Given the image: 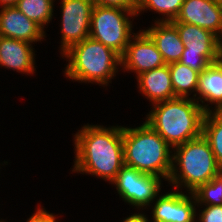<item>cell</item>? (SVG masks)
<instances>
[{
	"instance_id": "obj_9",
	"label": "cell",
	"mask_w": 222,
	"mask_h": 222,
	"mask_svg": "<svg viewBox=\"0 0 222 222\" xmlns=\"http://www.w3.org/2000/svg\"><path fill=\"white\" fill-rule=\"evenodd\" d=\"M149 207L156 222H197V202L193 193L173 190L159 195Z\"/></svg>"
},
{
	"instance_id": "obj_30",
	"label": "cell",
	"mask_w": 222,
	"mask_h": 222,
	"mask_svg": "<svg viewBox=\"0 0 222 222\" xmlns=\"http://www.w3.org/2000/svg\"><path fill=\"white\" fill-rule=\"evenodd\" d=\"M143 222H156V221H149V219H148V217H147V215H145L144 213H143Z\"/></svg>"
},
{
	"instance_id": "obj_8",
	"label": "cell",
	"mask_w": 222,
	"mask_h": 222,
	"mask_svg": "<svg viewBox=\"0 0 222 222\" xmlns=\"http://www.w3.org/2000/svg\"><path fill=\"white\" fill-rule=\"evenodd\" d=\"M61 45L62 55L72 45L89 37L90 21L94 2L92 0H61Z\"/></svg>"
},
{
	"instance_id": "obj_25",
	"label": "cell",
	"mask_w": 222,
	"mask_h": 222,
	"mask_svg": "<svg viewBox=\"0 0 222 222\" xmlns=\"http://www.w3.org/2000/svg\"><path fill=\"white\" fill-rule=\"evenodd\" d=\"M94 5L119 7L130 11H137L138 0H92Z\"/></svg>"
},
{
	"instance_id": "obj_26",
	"label": "cell",
	"mask_w": 222,
	"mask_h": 222,
	"mask_svg": "<svg viewBox=\"0 0 222 222\" xmlns=\"http://www.w3.org/2000/svg\"><path fill=\"white\" fill-rule=\"evenodd\" d=\"M31 215L26 222H58L56 221L58 217L54 213H50L40 205Z\"/></svg>"
},
{
	"instance_id": "obj_1",
	"label": "cell",
	"mask_w": 222,
	"mask_h": 222,
	"mask_svg": "<svg viewBox=\"0 0 222 222\" xmlns=\"http://www.w3.org/2000/svg\"><path fill=\"white\" fill-rule=\"evenodd\" d=\"M72 172L112 183L124 164L123 126L83 125L74 134Z\"/></svg>"
},
{
	"instance_id": "obj_12",
	"label": "cell",
	"mask_w": 222,
	"mask_h": 222,
	"mask_svg": "<svg viewBox=\"0 0 222 222\" xmlns=\"http://www.w3.org/2000/svg\"><path fill=\"white\" fill-rule=\"evenodd\" d=\"M45 32L40 25L28 19L15 6L0 8V35L2 37L34 44L43 41L46 37Z\"/></svg>"
},
{
	"instance_id": "obj_31",
	"label": "cell",
	"mask_w": 222,
	"mask_h": 222,
	"mask_svg": "<svg viewBox=\"0 0 222 222\" xmlns=\"http://www.w3.org/2000/svg\"><path fill=\"white\" fill-rule=\"evenodd\" d=\"M214 1L215 3H218V4H221L222 5V0H212Z\"/></svg>"
},
{
	"instance_id": "obj_28",
	"label": "cell",
	"mask_w": 222,
	"mask_h": 222,
	"mask_svg": "<svg viewBox=\"0 0 222 222\" xmlns=\"http://www.w3.org/2000/svg\"><path fill=\"white\" fill-rule=\"evenodd\" d=\"M18 0H0L1 7L15 6Z\"/></svg>"
},
{
	"instance_id": "obj_14",
	"label": "cell",
	"mask_w": 222,
	"mask_h": 222,
	"mask_svg": "<svg viewBox=\"0 0 222 222\" xmlns=\"http://www.w3.org/2000/svg\"><path fill=\"white\" fill-rule=\"evenodd\" d=\"M35 48L29 42L0 37V67L12 69L21 74L35 73Z\"/></svg>"
},
{
	"instance_id": "obj_7",
	"label": "cell",
	"mask_w": 222,
	"mask_h": 222,
	"mask_svg": "<svg viewBox=\"0 0 222 222\" xmlns=\"http://www.w3.org/2000/svg\"><path fill=\"white\" fill-rule=\"evenodd\" d=\"M161 177L143 173L137 169L124 165L111 183L115 186L122 201L134 206V209L146 210L160 195Z\"/></svg>"
},
{
	"instance_id": "obj_27",
	"label": "cell",
	"mask_w": 222,
	"mask_h": 222,
	"mask_svg": "<svg viewBox=\"0 0 222 222\" xmlns=\"http://www.w3.org/2000/svg\"><path fill=\"white\" fill-rule=\"evenodd\" d=\"M121 222H143V213L140 212L138 213L136 212L134 214L132 213Z\"/></svg>"
},
{
	"instance_id": "obj_24",
	"label": "cell",
	"mask_w": 222,
	"mask_h": 222,
	"mask_svg": "<svg viewBox=\"0 0 222 222\" xmlns=\"http://www.w3.org/2000/svg\"><path fill=\"white\" fill-rule=\"evenodd\" d=\"M198 212L196 213L198 222H222V205H207Z\"/></svg>"
},
{
	"instance_id": "obj_20",
	"label": "cell",
	"mask_w": 222,
	"mask_h": 222,
	"mask_svg": "<svg viewBox=\"0 0 222 222\" xmlns=\"http://www.w3.org/2000/svg\"><path fill=\"white\" fill-rule=\"evenodd\" d=\"M56 0H18L15 7L44 30L54 15Z\"/></svg>"
},
{
	"instance_id": "obj_23",
	"label": "cell",
	"mask_w": 222,
	"mask_h": 222,
	"mask_svg": "<svg viewBox=\"0 0 222 222\" xmlns=\"http://www.w3.org/2000/svg\"><path fill=\"white\" fill-rule=\"evenodd\" d=\"M179 62L191 67L199 73L211 64L202 54L186 53V48L184 49Z\"/></svg>"
},
{
	"instance_id": "obj_4",
	"label": "cell",
	"mask_w": 222,
	"mask_h": 222,
	"mask_svg": "<svg viewBox=\"0 0 222 222\" xmlns=\"http://www.w3.org/2000/svg\"><path fill=\"white\" fill-rule=\"evenodd\" d=\"M123 148L125 165L168 181L173 148L146 121L123 127Z\"/></svg>"
},
{
	"instance_id": "obj_15",
	"label": "cell",
	"mask_w": 222,
	"mask_h": 222,
	"mask_svg": "<svg viewBox=\"0 0 222 222\" xmlns=\"http://www.w3.org/2000/svg\"><path fill=\"white\" fill-rule=\"evenodd\" d=\"M193 99L206 113L222 111V68L217 62L199 73L196 95Z\"/></svg>"
},
{
	"instance_id": "obj_32",
	"label": "cell",
	"mask_w": 222,
	"mask_h": 222,
	"mask_svg": "<svg viewBox=\"0 0 222 222\" xmlns=\"http://www.w3.org/2000/svg\"><path fill=\"white\" fill-rule=\"evenodd\" d=\"M218 176L222 179V168H221L220 173H219Z\"/></svg>"
},
{
	"instance_id": "obj_11",
	"label": "cell",
	"mask_w": 222,
	"mask_h": 222,
	"mask_svg": "<svg viewBox=\"0 0 222 222\" xmlns=\"http://www.w3.org/2000/svg\"><path fill=\"white\" fill-rule=\"evenodd\" d=\"M172 22H182L211 31L222 41V5L212 0H184Z\"/></svg>"
},
{
	"instance_id": "obj_13",
	"label": "cell",
	"mask_w": 222,
	"mask_h": 222,
	"mask_svg": "<svg viewBox=\"0 0 222 222\" xmlns=\"http://www.w3.org/2000/svg\"><path fill=\"white\" fill-rule=\"evenodd\" d=\"M184 43L186 53L202 54L211 64L217 61V54L222 41L211 31L199 26L171 22Z\"/></svg>"
},
{
	"instance_id": "obj_17",
	"label": "cell",
	"mask_w": 222,
	"mask_h": 222,
	"mask_svg": "<svg viewBox=\"0 0 222 222\" xmlns=\"http://www.w3.org/2000/svg\"><path fill=\"white\" fill-rule=\"evenodd\" d=\"M155 43L165 64L179 62L185 49L177 28L171 22H155L148 29H142Z\"/></svg>"
},
{
	"instance_id": "obj_5",
	"label": "cell",
	"mask_w": 222,
	"mask_h": 222,
	"mask_svg": "<svg viewBox=\"0 0 222 222\" xmlns=\"http://www.w3.org/2000/svg\"><path fill=\"white\" fill-rule=\"evenodd\" d=\"M172 150V168L168 182L174 189L181 191L184 188L192 193L219 175L221 167L203 135Z\"/></svg>"
},
{
	"instance_id": "obj_6",
	"label": "cell",
	"mask_w": 222,
	"mask_h": 222,
	"mask_svg": "<svg viewBox=\"0 0 222 222\" xmlns=\"http://www.w3.org/2000/svg\"><path fill=\"white\" fill-rule=\"evenodd\" d=\"M134 17H137L136 11L94 5L89 36L122 56L131 38L136 34L132 32Z\"/></svg>"
},
{
	"instance_id": "obj_29",
	"label": "cell",
	"mask_w": 222,
	"mask_h": 222,
	"mask_svg": "<svg viewBox=\"0 0 222 222\" xmlns=\"http://www.w3.org/2000/svg\"><path fill=\"white\" fill-rule=\"evenodd\" d=\"M220 67L222 68V44L221 46L219 47V50H218V54H217V61H216Z\"/></svg>"
},
{
	"instance_id": "obj_10",
	"label": "cell",
	"mask_w": 222,
	"mask_h": 222,
	"mask_svg": "<svg viewBox=\"0 0 222 222\" xmlns=\"http://www.w3.org/2000/svg\"><path fill=\"white\" fill-rule=\"evenodd\" d=\"M164 65L165 62L155 43L143 30L136 32L121 56L122 70L134 72L136 77Z\"/></svg>"
},
{
	"instance_id": "obj_19",
	"label": "cell",
	"mask_w": 222,
	"mask_h": 222,
	"mask_svg": "<svg viewBox=\"0 0 222 222\" xmlns=\"http://www.w3.org/2000/svg\"><path fill=\"white\" fill-rule=\"evenodd\" d=\"M202 135L208 140L216 161L222 168V111L205 113Z\"/></svg>"
},
{
	"instance_id": "obj_2",
	"label": "cell",
	"mask_w": 222,
	"mask_h": 222,
	"mask_svg": "<svg viewBox=\"0 0 222 222\" xmlns=\"http://www.w3.org/2000/svg\"><path fill=\"white\" fill-rule=\"evenodd\" d=\"M150 109L145 121L172 148L202 135L206 112L192 97H175Z\"/></svg>"
},
{
	"instance_id": "obj_21",
	"label": "cell",
	"mask_w": 222,
	"mask_h": 222,
	"mask_svg": "<svg viewBox=\"0 0 222 222\" xmlns=\"http://www.w3.org/2000/svg\"><path fill=\"white\" fill-rule=\"evenodd\" d=\"M184 0H138L136 15L142 14V11H154L163 17L154 22H172L180 13Z\"/></svg>"
},
{
	"instance_id": "obj_16",
	"label": "cell",
	"mask_w": 222,
	"mask_h": 222,
	"mask_svg": "<svg viewBox=\"0 0 222 222\" xmlns=\"http://www.w3.org/2000/svg\"><path fill=\"white\" fill-rule=\"evenodd\" d=\"M137 88L152 105L175 98L169 65L141 73L137 77Z\"/></svg>"
},
{
	"instance_id": "obj_3",
	"label": "cell",
	"mask_w": 222,
	"mask_h": 222,
	"mask_svg": "<svg viewBox=\"0 0 222 222\" xmlns=\"http://www.w3.org/2000/svg\"><path fill=\"white\" fill-rule=\"evenodd\" d=\"M61 57L68 61L63 73L73 82L107 87L121 69V56L90 36L72 45Z\"/></svg>"
},
{
	"instance_id": "obj_22",
	"label": "cell",
	"mask_w": 222,
	"mask_h": 222,
	"mask_svg": "<svg viewBox=\"0 0 222 222\" xmlns=\"http://www.w3.org/2000/svg\"><path fill=\"white\" fill-rule=\"evenodd\" d=\"M195 196L197 207L207 205H222V179L217 176L209 182L200 185L192 192Z\"/></svg>"
},
{
	"instance_id": "obj_18",
	"label": "cell",
	"mask_w": 222,
	"mask_h": 222,
	"mask_svg": "<svg viewBox=\"0 0 222 222\" xmlns=\"http://www.w3.org/2000/svg\"><path fill=\"white\" fill-rule=\"evenodd\" d=\"M171 83L176 97L192 98L196 95L199 72L191 67L175 62L169 64Z\"/></svg>"
}]
</instances>
